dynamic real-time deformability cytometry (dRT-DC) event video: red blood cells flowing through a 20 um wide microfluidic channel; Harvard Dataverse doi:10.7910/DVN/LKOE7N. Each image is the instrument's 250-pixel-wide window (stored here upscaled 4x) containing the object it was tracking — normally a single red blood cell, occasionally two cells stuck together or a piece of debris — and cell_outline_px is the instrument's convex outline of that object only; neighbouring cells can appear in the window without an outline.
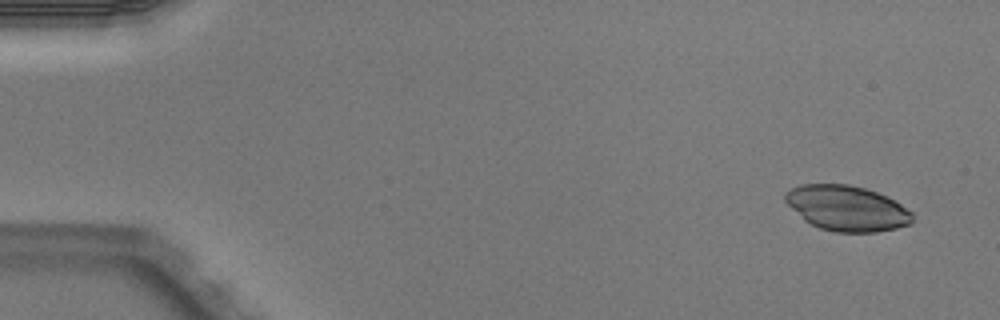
{"species": "Egyptian fruit bat (a non-hibernating species)", "species_latin": "Rousettus aegyptiacus", "temperature_condition": "warm", "stored_images_in_passage": 3, "camera_frame_rate_fps": 3000, "um_per_image_px": 0.085, "animal": {"sex": "male"}, "frame": {"image": 1, "passage_image": 1, "time_ms": 0.0, "image_size_px": [1000, 320], "cell_outline_px": [[912, 224], [896, 228], [876, 232], [836, 232], [820, 228], [804, 220], [784, 200], [784, 192], [800, 184], [848, 184], [864, 188], [876, 192], [896, 200], [912, 212]], "centroid_in_image_um": [71.99, 17.69], "position_along_channel_um": 13.0, "area_um2": 33.58}}